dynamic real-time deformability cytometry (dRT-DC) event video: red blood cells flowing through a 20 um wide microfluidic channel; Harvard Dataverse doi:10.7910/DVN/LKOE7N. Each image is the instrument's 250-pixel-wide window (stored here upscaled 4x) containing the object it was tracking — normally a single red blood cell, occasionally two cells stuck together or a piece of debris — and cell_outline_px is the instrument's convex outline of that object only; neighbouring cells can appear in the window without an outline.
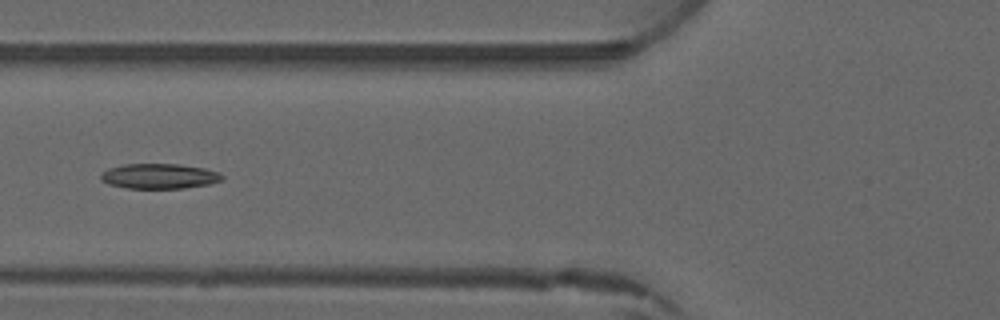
{"species": "common noctule bat (a hibernating species)", "species_latin": "Nyctalus noctula", "temperature_condition": "warm", "stored_images_in_passage": 5, "camera_frame_rate_fps": 3000, "um_per_image_px": 0.085, "animal": {"sex": "male", "forearm_length_mm": 52.5}, "frame": {"image": 1, "passage_image": 5, "time_ms": 4.667, "image_size_px": [1000, 320], "cell_outline_px": [[224, 180], [208, 184], [184, 188], [128, 188], [108, 184], [100, 180], [100, 172], [108, 168], [124, 164], [180, 164], [204, 168], [220, 172], [224, 176]], "centroid_in_image_um": [13.53, 14.97], "position_along_channel_um": 112.3, "area_um2": 17.92}}